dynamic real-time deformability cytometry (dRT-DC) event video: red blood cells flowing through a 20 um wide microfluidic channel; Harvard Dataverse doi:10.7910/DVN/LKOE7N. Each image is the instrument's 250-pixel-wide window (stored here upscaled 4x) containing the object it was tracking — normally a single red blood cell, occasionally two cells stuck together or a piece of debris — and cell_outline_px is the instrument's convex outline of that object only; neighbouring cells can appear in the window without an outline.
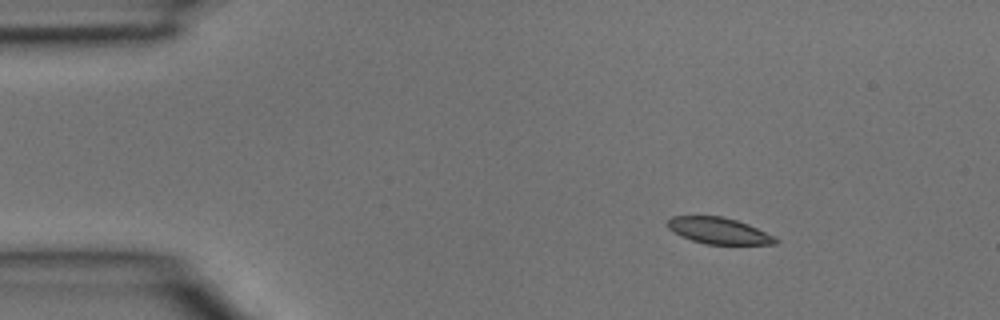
{"species": "common noctule bat (a hibernating species)", "species_latin": "Nyctalus noctula", "temperature_condition": "room temperature", "stored_images_in_passage": 3, "camera_frame_rate_fps": 3000, "um_per_image_px": 0.085, "animal": {"sex": "male", "body_mass_g": 15.6}, "frame": {"image": 1, "passage_image": 1, "time_ms": 0.0, "image_size_px": [1000, 320], "cell_outline_px": [[780, 240], [776, 244], [704, 244], [680, 236], [672, 232], [664, 224], [672, 216], [720, 216], [736, 220], [748, 224], [776, 236]], "centroid_in_image_um": [61.08, 19.61], "position_along_channel_um": 23.9, "area_um2": 16.76}}
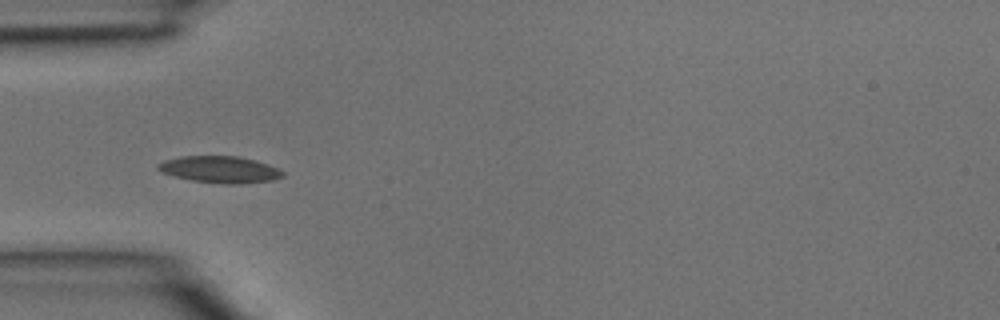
{"frame": {"image": 2, "passage_image": 3, "time_ms": 0.667, "image_size_px": [1000, 320], "cell_outline_px": [[284, 176], [272, 180], [240, 184], [224, 184], [192, 180], [172, 176], [156, 168], [156, 164], [164, 160], [180, 156], [236, 156], [256, 160], [268, 164], [284, 172]], "centroid_in_image_um": [18.68, 14.4], "position_along_channel_um": 66.3, "area_um2": 19.42}}